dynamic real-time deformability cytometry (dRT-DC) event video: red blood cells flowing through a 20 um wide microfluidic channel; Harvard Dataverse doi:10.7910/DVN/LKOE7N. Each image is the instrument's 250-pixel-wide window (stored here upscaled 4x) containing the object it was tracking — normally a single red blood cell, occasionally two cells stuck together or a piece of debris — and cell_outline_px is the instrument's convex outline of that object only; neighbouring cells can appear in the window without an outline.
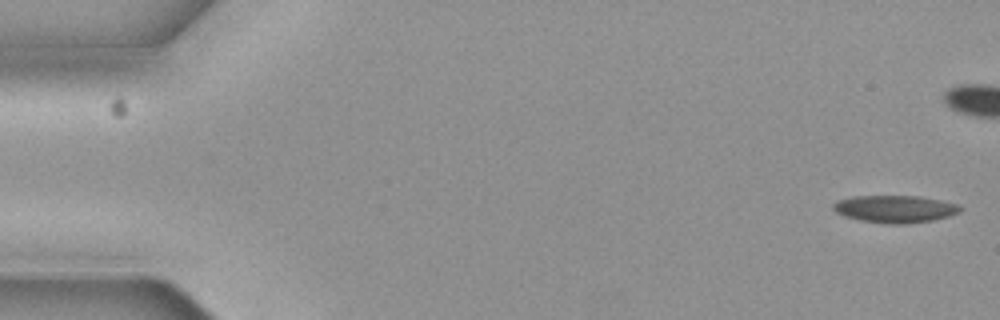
{"species": "common noctule bat (a hibernating species)", "species_latin": "Nyctalus noctula", "temperature_condition": "cold", "stored_images_in_passage": 8, "camera_frame_rate_fps": 3000, "um_per_image_px": 0.085, "animal": {"sex": "female", "body_mass_g": 19.3, "forearm_length_mm": 54.1}, "frame": {"image": 1, "passage_image": 1, "time_ms": 0.0, "image_size_px": [1000, 320], "cell_outline_px": [[964, 208], [960, 212], [948, 216], [932, 220], [904, 224], [892, 224], [860, 220], [844, 216], [836, 212], [832, 208], [832, 204], [836, 200], [852, 196], [920, 196], [960, 204]], "centroid_in_image_um": [76.08, 17.75], "position_along_channel_um": 8.9, "area_um2": 20.35}}
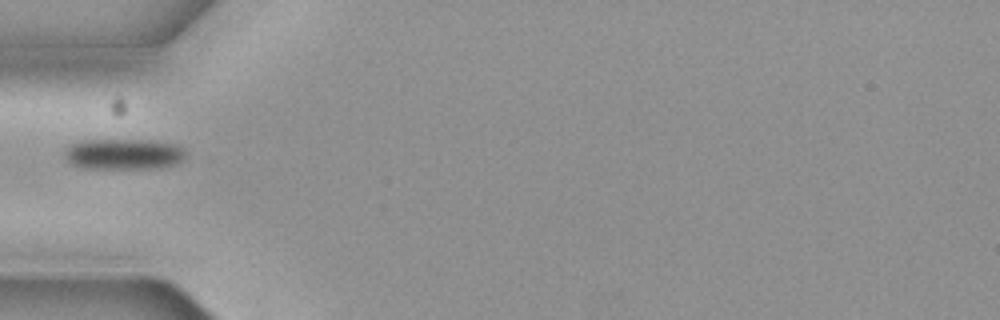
{"frame": {"image": 2, "passage_image": 7, "time_ms": 2.0, "image_size_px": [1000, 320], "cell_outline_px": [[188, 152], [180, 160], [172, 164], [160, 168], [80, 168], [72, 164], [64, 156], [64, 148], [72, 144], [84, 140], [152, 140], [180, 144]], "centroid_in_image_um": [10.52, 13.08], "position_along_channel_um": 74.5, "area_um2": 21.91}}
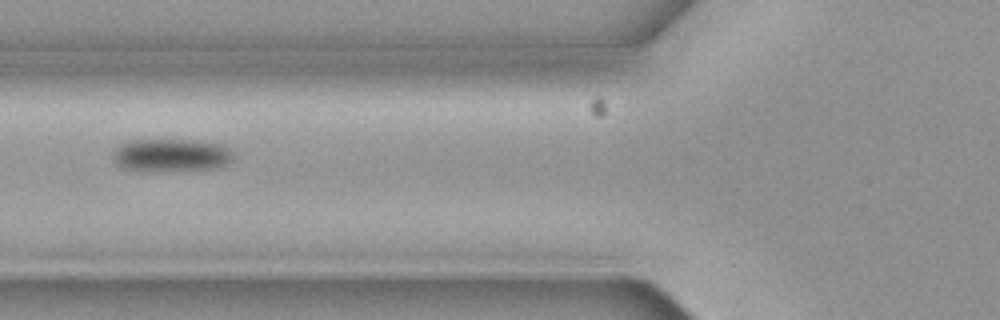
{"frame": {"image": 3, "passage_image": 8, "time_ms": 2.333, "image_size_px": [1000, 320], "cell_outline_px": [[232, 160], [228, 164], [216, 168], [128, 168], [120, 164], [112, 156], [116, 148], [120, 144], [128, 140], [192, 140], [224, 144], [232, 152]], "centroid_in_image_um": [14.63, 13.11], "position_along_channel_um": 111.2, "area_um2": 21.79}}